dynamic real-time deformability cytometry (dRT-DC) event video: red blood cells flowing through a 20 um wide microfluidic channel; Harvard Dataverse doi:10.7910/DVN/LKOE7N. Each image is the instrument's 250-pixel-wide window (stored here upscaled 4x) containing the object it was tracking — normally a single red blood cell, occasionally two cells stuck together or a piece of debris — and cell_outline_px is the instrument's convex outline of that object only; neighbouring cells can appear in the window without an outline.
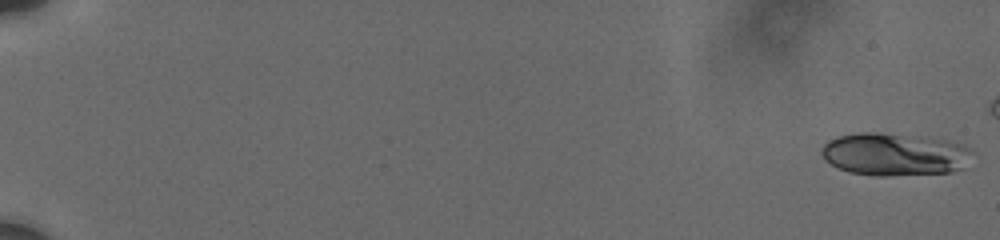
{"species": "human", "species_latin": "Homo sapiens", "temperature_condition": "cold", "stored_images_in_passage": 48, "camera_frame_rate_fps": 3000, "um_per_image_px": 0.085, "donor": {"sex": "male"}, "frame": {"image": 1, "passage_image": 1, "time_ms": 0.0, "image_size_px": [1000, 240], "cell_outline_px": [[976, 152], [968, 168], [952, 172], [888, 176], [876, 176], [848, 172], [832, 164], [820, 152], [824, 144], [828, 140], [840, 136], [860, 132], [880, 132], [928, 136], [948, 140], [964, 144], [972, 148]], "centroid_in_image_um": [76.19, 13.11], "position_along_channel_um": 8.8, "area_um2": 38.55}}
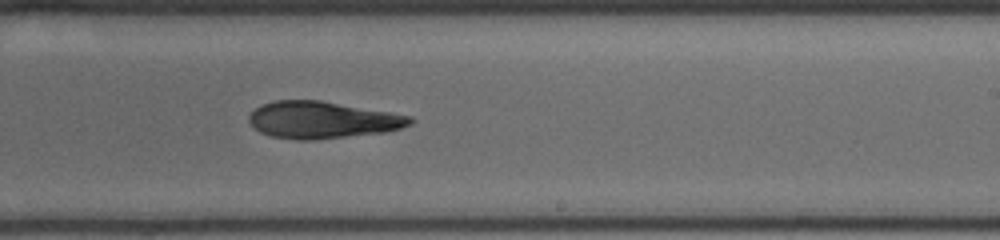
{"frame": {"image": 2, "passage_image": 33, "time_ms": 12.333, "image_size_px": [1000, 240], "cell_outline_px": [[412, 124], [400, 128], [384, 132], [312, 140], [296, 140], [272, 136], [260, 132], [248, 120], [248, 116], [256, 108], [264, 104], [276, 100], [320, 100], [412, 116]], "centroid_in_image_um": [27.39, 10.19], "position_along_channel_um": 261.6, "area_um2": 34.33}}
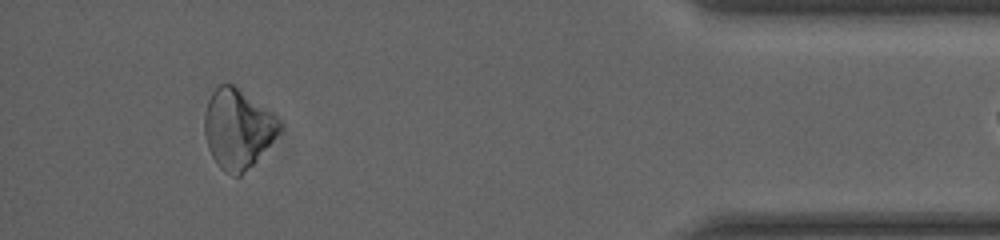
{"frame": {"image": 3, "passage_image": 47, "time_ms": 17.667, "image_size_px": [1000, 240], "cell_outline_px": [[280, 128], [276, 136], [252, 164], [240, 176], [236, 176], [224, 172], [220, 168], [212, 156], [208, 148], [204, 132], [204, 112], [208, 100], [212, 92], [220, 84], [232, 84], [272, 112], [280, 120]], "centroid_in_image_um": [20.17, 10.94], "position_along_channel_um": 415.0, "area_um2": 34.22}}